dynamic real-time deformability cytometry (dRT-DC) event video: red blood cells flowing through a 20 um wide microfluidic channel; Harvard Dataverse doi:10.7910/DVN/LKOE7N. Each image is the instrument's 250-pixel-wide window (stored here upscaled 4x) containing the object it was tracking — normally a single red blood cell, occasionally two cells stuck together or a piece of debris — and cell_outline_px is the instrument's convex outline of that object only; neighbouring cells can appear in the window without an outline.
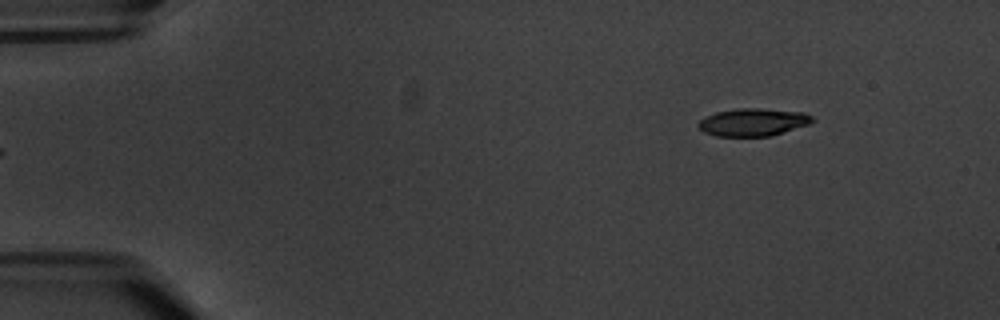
{"species": "common noctule bat (a hibernating species)", "species_latin": "Nyctalus noctula", "temperature_condition": "warm", "stored_images_in_passage": 4, "segment_of_instrument_passage": [2, 2], "camera_frame_rate_fps": 3000, "um_per_image_px": 0.085, "animal": {"sex": "male", "body_mass_g": 20.1, "forearm_length_mm": 53.5}, "frame": {"image": 1, "passage_image": 4, "time_ms": 3.667, "image_size_px": [1000, 320], "cell_outline_px": [[816, 120], [808, 124], [772, 136], [716, 136], [704, 132], [696, 124], [704, 116], [716, 112], [740, 108], [760, 108], [804, 112], [812, 116]], "centroid_in_image_um": [64.01, 10.38], "position_along_channel_um": 21.0, "area_um2": 18.44}}